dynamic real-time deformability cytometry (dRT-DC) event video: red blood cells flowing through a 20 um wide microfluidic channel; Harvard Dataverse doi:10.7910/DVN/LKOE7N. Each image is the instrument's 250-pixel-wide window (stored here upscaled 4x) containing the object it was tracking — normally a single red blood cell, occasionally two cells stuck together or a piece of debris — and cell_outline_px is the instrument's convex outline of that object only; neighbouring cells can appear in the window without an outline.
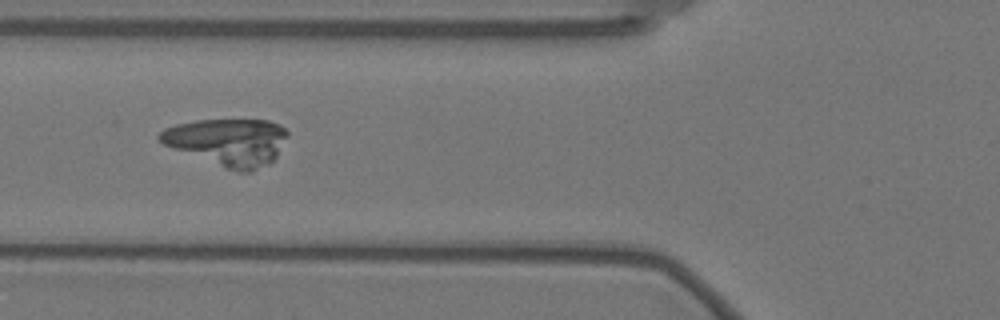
{"species": "Egyptian fruit bat (a non-hibernating species)", "species_latin": "Rousettus aegyptiacus", "temperature_condition": "warm", "stored_images_in_passage": 59, "segment_of_instrument_passage": [2, 2], "camera_frame_rate_fps": 3000, "um_per_image_px": 0.085, "animal": {"sex": "female"}, "frame": {"image": 1, "passage_image": 23, "time_ms": 7.333, "image_size_px": [1000, 320], "cell_outline_px": [[288, 136], [276, 156], [268, 164], [252, 172], [240, 172], [224, 168], [164, 144], [156, 140], [156, 136], [164, 128], [176, 124], [196, 120], [268, 120], [280, 124], [288, 132]], "centroid_in_image_um": [19.37, 12.06], "position_along_channel_um": 106.4, "area_um2": 35.14}}
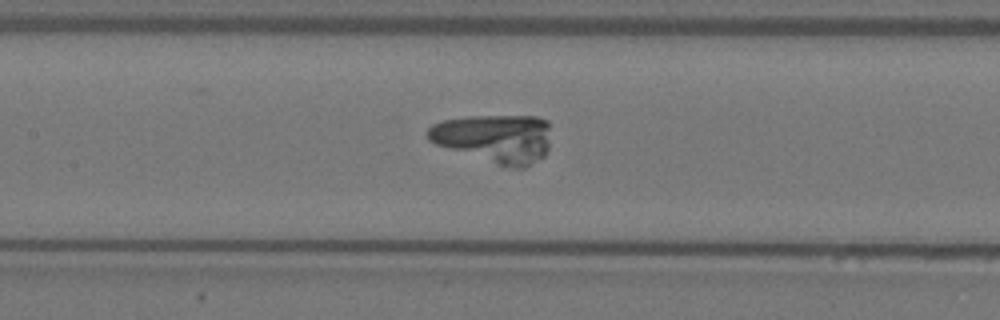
{"frame": {"image": 2, "passage_image": 28, "time_ms": 9.0, "image_size_px": [1000, 320], "cell_outline_px": [[548, 148], [544, 156], [524, 168], [512, 168], [448, 148], [436, 144], [428, 140], [428, 128], [432, 124], [440, 120], [468, 116], [536, 116], [548, 120]], "centroid_in_image_um": [42.05, 11.73], "position_along_channel_um": 165.4, "area_um2": 34.51}}